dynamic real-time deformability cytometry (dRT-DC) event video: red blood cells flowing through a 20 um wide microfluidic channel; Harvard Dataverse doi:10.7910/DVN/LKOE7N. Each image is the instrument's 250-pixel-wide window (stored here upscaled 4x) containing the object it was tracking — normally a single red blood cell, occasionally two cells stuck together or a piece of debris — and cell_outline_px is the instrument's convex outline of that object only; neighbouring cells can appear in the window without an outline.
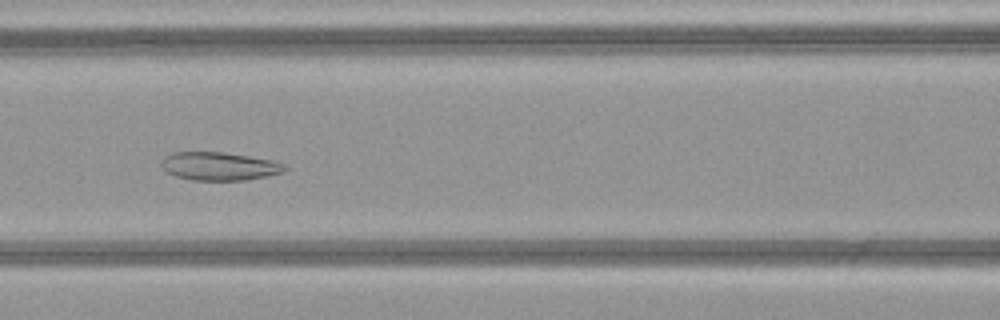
{"species": "common noctule bat (a hibernating species)", "species_latin": "Nyctalus noctula", "temperature_condition": "warm", "stored_images_in_passage": 36, "segment_of_instrument_passage": [1, 2], "camera_frame_rate_fps": 3000, "um_per_image_px": 0.085, "animal": {"sex": "female", "body_mass_g": 21.9}, "frame": {"image": 1, "passage_image": 7, "time_ms": 2.0, "image_size_px": [1000, 320], "cell_outline_px": [[288, 168], [284, 172], [268, 176], [248, 180], [192, 180], [176, 176], [168, 172], [160, 164], [164, 156], [172, 152], [220, 152], [248, 156], [272, 160], [284, 164]], "centroid_in_image_um": [18.66, 14.13], "position_along_channel_um": 147.9, "area_um2": 20.29}}
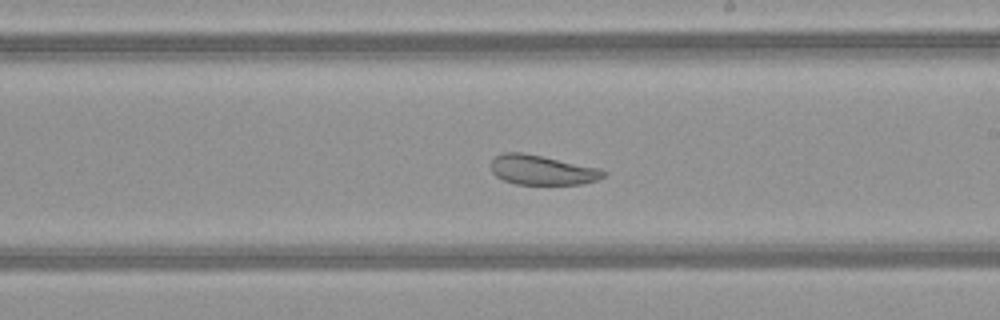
{"frame": {"image": 2, "passage_image": 14, "time_ms": 4.333, "image_size_px": [1000, 320], "cell_outline_px": [[608, 172], [604, 176], [596, 180], [584, 184], [516, 184], [504, 180], [496, 176], [492, 172], [492, 160], [500, 152], [524, 152], [600, 168]], "centroid_in_image_um": [46.09, 14.44], "position_along_channel_um": 242.9, "area_um2": 19.54}}
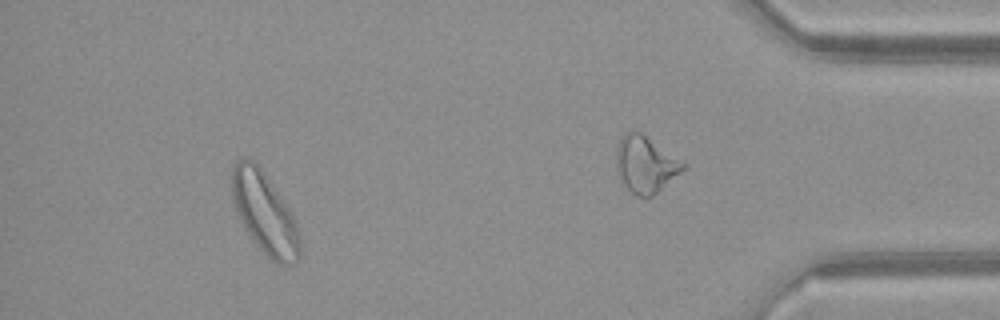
{"frame": {"image": 3, "passage_image": 31, "time_ms": 10.0, "image_size_px": [1000, 320], "cell_outline_px": [[300, 260], [296, 264], [276, 264], [252, 240], [236, 212], [232, 196], [232, 164], [236, 160], [244, 156], [252, 160], [256, 164], [284, 200], [296, 224], [300, 240]], "centroid_in_image_um": [22.48, 18.13], "position_along_channel_um": 412.7, "area_um2": 31.91}}